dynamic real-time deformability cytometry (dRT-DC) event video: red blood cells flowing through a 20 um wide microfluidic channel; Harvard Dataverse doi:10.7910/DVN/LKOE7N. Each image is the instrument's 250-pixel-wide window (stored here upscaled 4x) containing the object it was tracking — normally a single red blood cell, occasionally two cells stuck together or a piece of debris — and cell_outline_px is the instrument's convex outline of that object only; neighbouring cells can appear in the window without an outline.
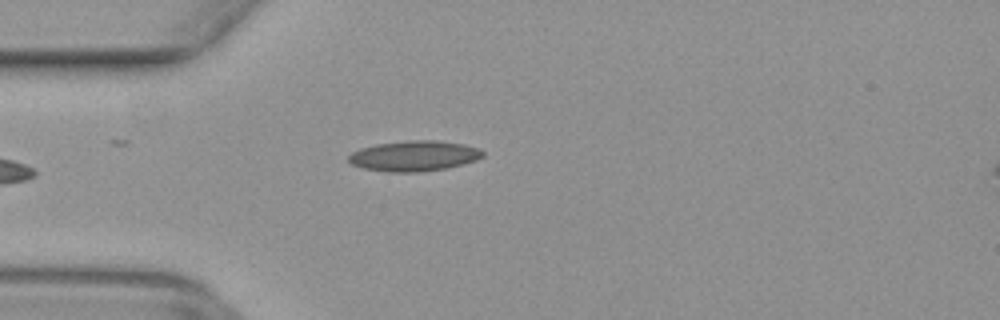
{"species": "common noctule bat (a hibernating species)", "species_latin": "Nyctalus noctula", "temperature_condition": "warm", "stored_images_in_passage": 34, "camera_frame_rate_fps": 3000, "um_per_image_px": 0.085, "animal": {"sex": "female", "body_mass_g": 29.2, "forearm_length_mm": 56.3}, "frame": {"image": 1, "passage_image": 1, "time_ms": 0.0, "image_size_px": [1000, 320], "cell_outline_px": [[484, 156], [476, 160], [464, 164], [444, 168], [416, 172], [388, 172], [364, 168], [352, 164], [348, 160], [348, 156], [352, 152], [360, 148], [376, 144], [408, 140], [436, 140], [464, 144], [480, 148], [484, 152]], "centroid_in_image_um": [35.21, 13.24], "position_along_channel_um": 49.8, "area_um2": 23.81}}
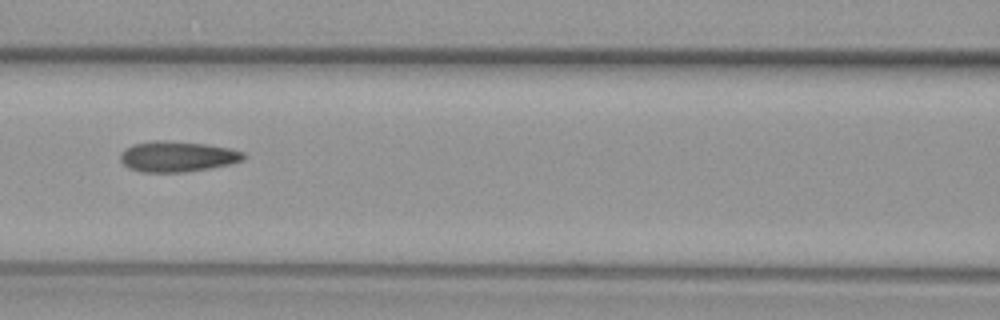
{"frame": {"image": 2, "passage_image": 9, "time_ms": 2.667, "image_size_px": [1000, 320], "cell_outline_px": [[244, 160], [212, 168], [188, 172], [140, 172], [128, 168], [120, 160], [120, 152], [124, 148], [132, 144], [152, 140], [164, 140], [208, 144], [228, 148], [244, 152]], "centroid_in_image_um": [15.03, 13.3], "position_along_channel_um": 151.6, "area_um2": 22.25}}
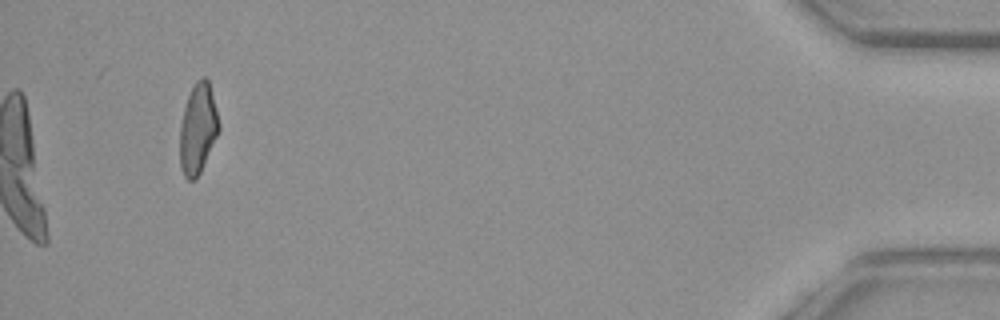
{"frame": {"image": 3, "passage_image": 34, "time_ms": 11.0, "image_size_px": [1000, 320], "cell_outline_px": [[220, 128], [200, 172], [196, 180], [188, 180], [184, 176], [180, 164], [180, 124], [184, 108], [188, 96], [196, 80], [200, 76], [204, 76], [208, 80], [220, 124]], "centroid_in_image_um": [16.81, 10.93], "position_along_channel_um": 418.4, "area_um2": 20.29}}